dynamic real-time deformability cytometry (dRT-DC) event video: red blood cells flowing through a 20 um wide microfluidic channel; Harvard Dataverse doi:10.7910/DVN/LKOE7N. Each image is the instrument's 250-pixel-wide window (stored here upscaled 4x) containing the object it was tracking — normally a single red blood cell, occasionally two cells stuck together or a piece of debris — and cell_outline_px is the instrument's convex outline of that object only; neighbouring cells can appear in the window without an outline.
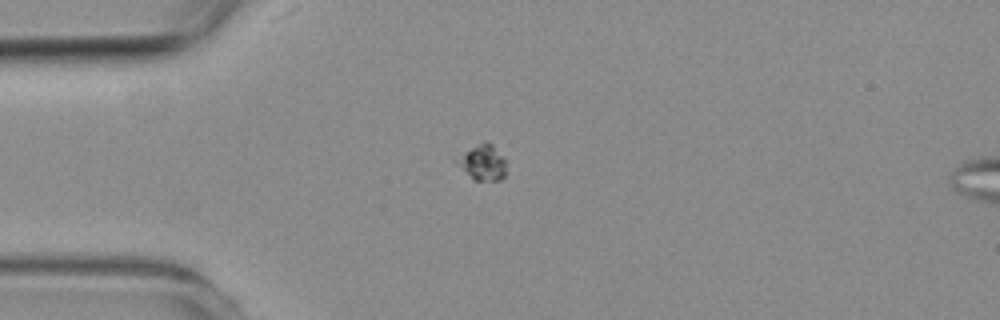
{"species": "common noctule bat (a hibernating species)", "species_latin": "Nyctalus noctula", "temperature_condition": "room temperature", "stored_images_in_passage": 5, "camera_frame_rate_fps": 3000, "um_per_image_px": 0.085, "animal": {"sex": "female", "body_mass_g": 19.3, "forearm_length_mm": 54.1}, "frame": {"image": 1, "passage_image": 3, "time_ms": 2.333, "image_size_px": [1000, 320], "cell_outline_px": [[508, 160], [504, 176], [500, 180], [472, 180], [452, 160], [464, 152], [484, 140], [488, 140]], "centroid_in_image_um": [41.03, 13.8], "position_along_channel_um": 44.0, "area_um2": 10.64}}
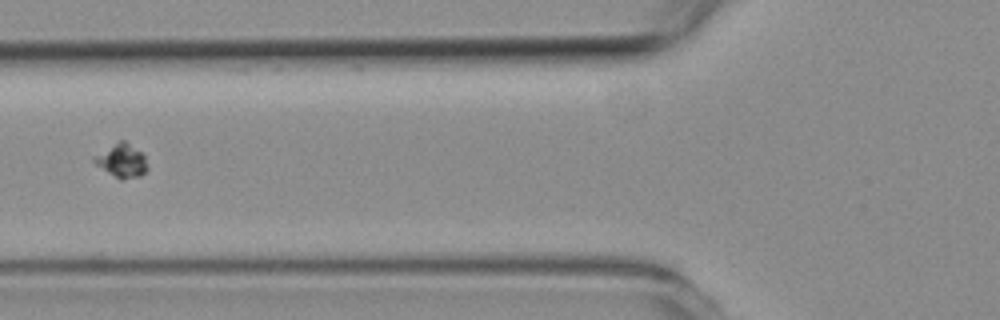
{"frame": {"image": 2, "passage_image": 5, "time_ms": 4.667, "image_size_px": [1000, 320], "cell_outline_px": [[148, 168], [140, 176], [120, 180], [96, 164], [92, 160], [92, 156], [120, 140], [124, 140], [140, 152], [144, 156], [148, 164]], "centroid_in_image_um": [10.34, 13.66], "position_along_channel_um": 115.5, "area_um2": 10.23}}